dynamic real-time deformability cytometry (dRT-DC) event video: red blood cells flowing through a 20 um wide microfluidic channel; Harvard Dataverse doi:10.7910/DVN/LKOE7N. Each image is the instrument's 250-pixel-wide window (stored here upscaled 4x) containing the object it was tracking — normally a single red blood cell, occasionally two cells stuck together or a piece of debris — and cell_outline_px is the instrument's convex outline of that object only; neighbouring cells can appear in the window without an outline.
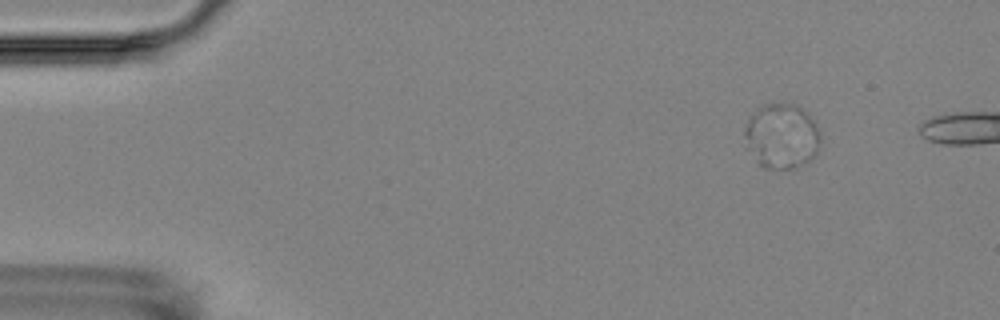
{"species": "Egyptian fruit bat (a non-hibernating species)", "species_latin": "Rousettus aegyptiacus", "temperature_condition": "room temperature", "stored_images_in_passage": 4, "camera_frame_rate_fps": 3000, "um_per_image_px": 0.085, "animal": {"sex": "female"}, "frame": {"image": 1, "passage_image": 1, "time_ms": 0.0, "image_size_px": [1000, 320], "cell_outline_px": [[820, 140], [816, 152], [808, 160], [792, 168], [764, 168], [756, 160], [748, 148], [744, 132], [744, 128], [748, 116], [764, 104], [792, 104], [808, 112], [820, 136]], "centroid_in_image_um": [66.4, 11.55], "position_along_channel_um": 18.6, "area_um2": 28.09}}